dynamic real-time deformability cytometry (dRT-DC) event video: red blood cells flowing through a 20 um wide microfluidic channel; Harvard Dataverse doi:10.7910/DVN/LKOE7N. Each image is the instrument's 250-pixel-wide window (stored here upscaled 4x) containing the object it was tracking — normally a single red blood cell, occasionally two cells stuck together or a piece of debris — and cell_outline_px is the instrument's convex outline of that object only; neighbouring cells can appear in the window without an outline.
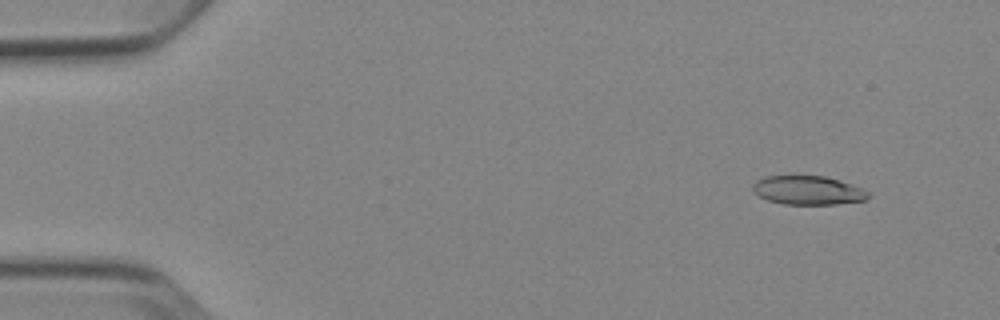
{"species": "Egyptian fruit bat (a non-hibernating species)", "species_latin": "Rousettus aegyptiacus", "temperature_condition": "cold", "stored_images_in_passage": 53, "camera_frame_rate_fps": 3000, "um_per_image_px": 0.085, "animal": {"sex": "female"}, "frame": {"image": 1, "passage_image": 5, "time_ms": 1.333, "image_size_px": [1000, 320], "cell_outline_px": [[868, 196], [864, 200], [836, 204], [784, 204], [768, 200], [760, 196], [752, 188], [752, 184], [756, 180], [764, 176], [824, 176], [860, 188], [868, 192]], "centroid_in_image_um": [68.61, 16.17], "position_along_channel_um": 16.4, "area_um2": 18.96}}
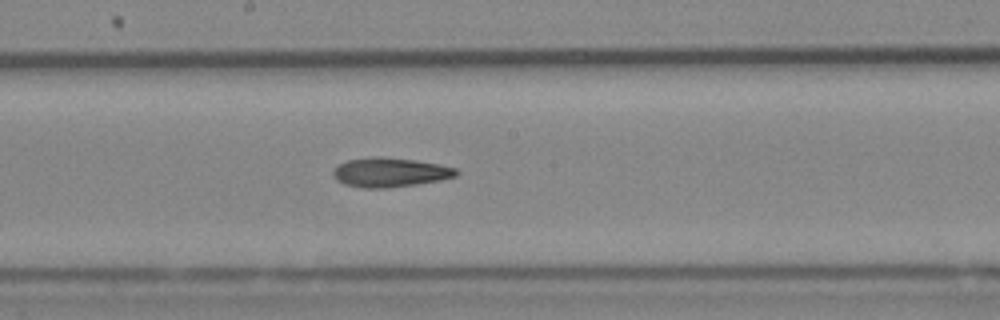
{"frame": {"image": 2, "passage_image": 29, "time_ms": 9.333, "image_size_px": [1000, 320], "cell_outline_px": [[460, 172], [456, 176], [440, 180], [416, 184], [388, 188], [364, 188], [344, 184], [336, 180], [332, 176], [332, 168], [348, 160], [376, 156], [380, 156], [416, 160], [456, 168]], "centroid_in_image_um": [33.12, 14.65], "position_along_channel_um": 215.1, "area_um2": 21.1}}
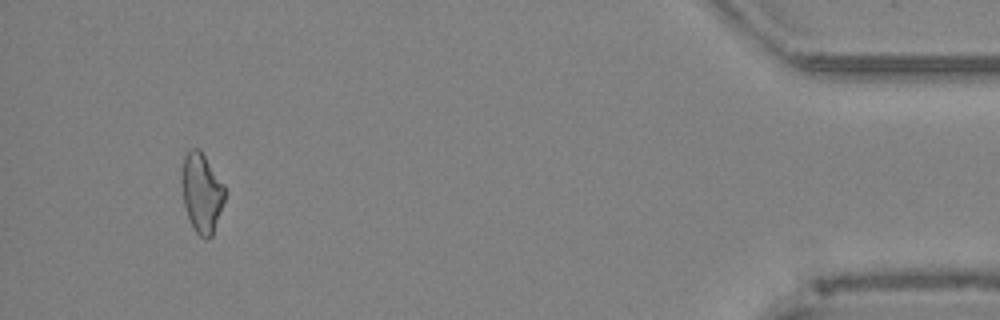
{"frame": {"image": 3, "passage_image": 50, "time_ms": 16.333, "image_size_px": [1000, 320], "cell_outline_px": [[224, 200], [212, 236], [208, 240], [204, 240], [192, 228], [184, 204], [180, 180], [184, 156], [192, 148], [200, 148], [224, 184]], "centroid_in_image_um": [17.12, 16.38], "position_along_channel_um": 418.1, "area_um2": 20.06}, "authors_computed_cell_mechanics": {"area_um2": 20.519, "velocity_mm_per_s": 3.8634, "shape_relaxation_time_tau1_ms": null, "shape_relaxation_time_tau2_ms": 6.1048, "deformation_change_tau1": null, "deformation_change_tau2": 0.1624}}